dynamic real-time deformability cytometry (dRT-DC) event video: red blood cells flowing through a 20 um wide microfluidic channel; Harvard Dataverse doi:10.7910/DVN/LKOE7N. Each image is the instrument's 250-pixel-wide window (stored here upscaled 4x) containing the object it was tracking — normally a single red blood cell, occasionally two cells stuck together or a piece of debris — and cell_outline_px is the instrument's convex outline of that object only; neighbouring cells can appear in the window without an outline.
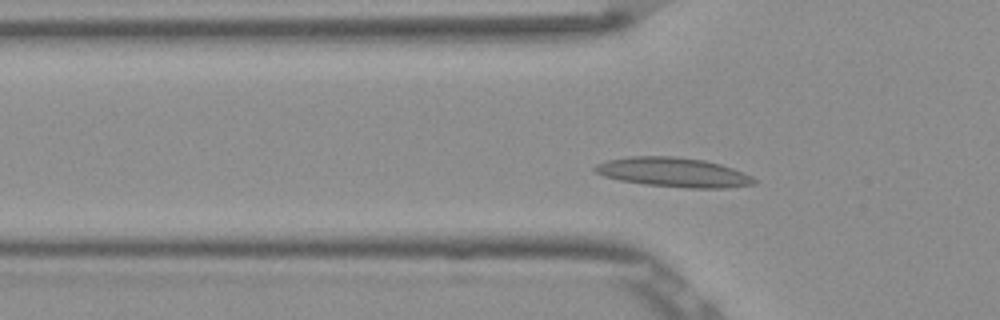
{"species": "Egyptian fruit bat (a non-hibernating species)", "species_latin": "Rousettus aegyptiacus", "temperature_condition": "room temperature", "stored_images_in_passage": 49, "segment_of_instrument_passage": [1, 2], "camera_frame_rate_fps": 3000, "um_per_image_px": 0.085, "frame": {"image": 1, "passage_image": 12, "time_ms": 3.667, "image_size_px": [1000, 320], "cell_outline_px": [[760, 180], [756, 184], [724, 188], [684, 188], [644, 184], [620, 180], [604, 176], [596, 172], [592, 168], [596, 164], [608, 160], [632, 156], [672, 156], [704, 160], [720, 164], [732, 168], [752, 176]], "centroid_in_image_um": [57.27, 14.65], "position_along_channel_um": 68.5, "area_um2": 27.34}}
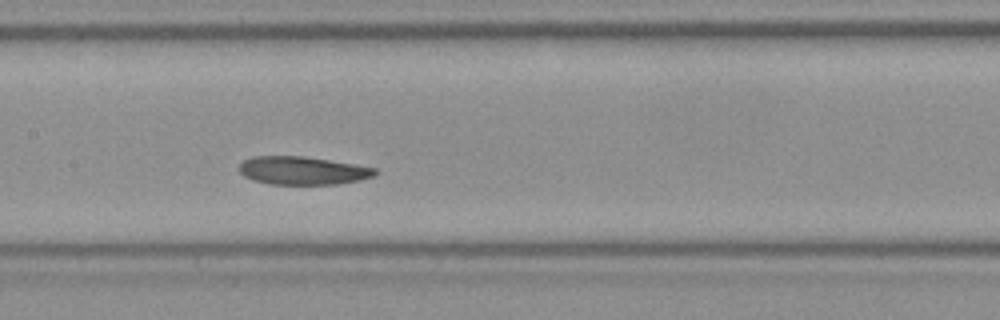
{"frame": {"image": 2, "passage_image": 21, "time_ms": 6.667, "image_size_px": [1000, 320], "cell_outline_px": [[380, 172], [372, 176], [360, 180], [336, 184], [268, 184], [252, 180], [244, 176], [240, 172], [240, 164], [244, 160], [252, 156], [304, 156], [376, 168]], "centroid_in_image_um": [25.71, 14.5], "position_along_channel_um": 181.7, "area_um2": 22.2}}
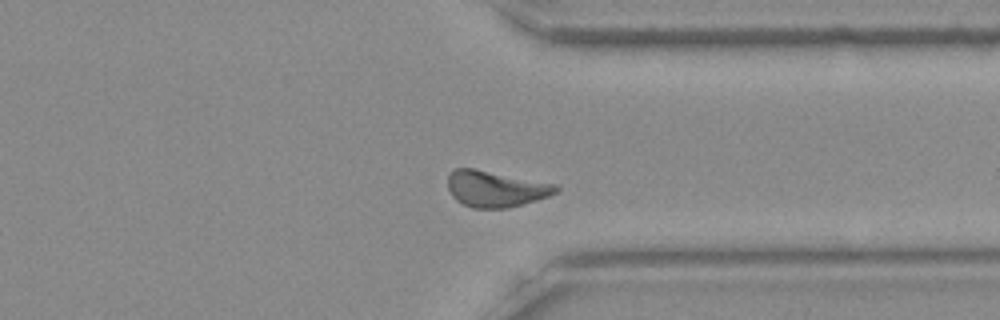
{"frame": {"image": 3, "passage_image": 36, "time_ms": 11.667, "image_size_px": [1000, 320], "cell_outline_px": [[560, 188], [556, 192], [548, 196], [536, 200], [504, 208], [472, 208], [456, 200], [452, 196], [448, 188], [448, 176], [456, 168], [472, 168], [556, 184]], "centroid_in_image_um": [42.11, 16.05], "position_along_channel_um": 369.3, "area_um2": 22.43}}